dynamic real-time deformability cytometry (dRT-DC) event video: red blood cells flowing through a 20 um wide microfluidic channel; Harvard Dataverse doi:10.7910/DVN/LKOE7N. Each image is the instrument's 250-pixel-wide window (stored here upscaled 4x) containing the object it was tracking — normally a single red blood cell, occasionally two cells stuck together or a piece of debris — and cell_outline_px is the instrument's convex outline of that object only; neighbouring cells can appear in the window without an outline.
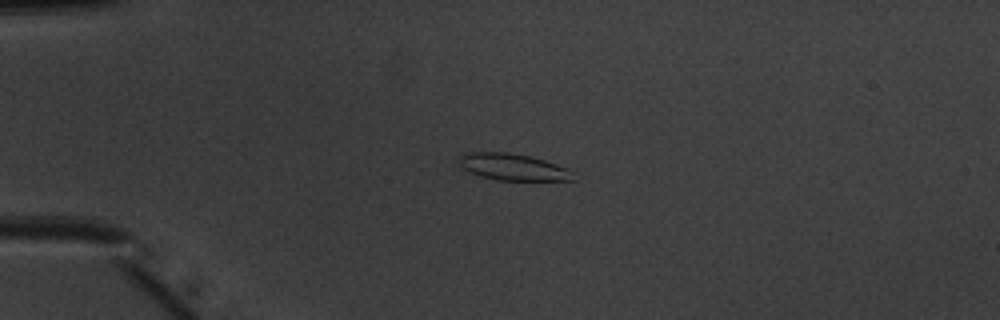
{"species": "common noctule bat (a hibernating species)", "species_latin": "Nyctalus noctula", "temperature_condition": "warm", "stored_images_in_passage": 41, "camera_frame_rate_fps": 3000, "um_per_image_px": 0.085, "animal": {"sex": "male", "body_mass_g": 20.1, "forearm_length_mm": 53.5}, "frame": {"image": 1, "passage_image": 3, "time_ms": 0.667, "image_size_px": [1000, 320], "cell_outline_px": [[576, 180], [496, 180], [480, 176], [464, 168], [460, 164], [460, 156], [464, 152], [508, 152], [528, 156], [544, 160], [568, 168], [572, 172]], "centroid_in_image_um": [43.62, 14.19], "position_along_channel_um": 41.4, "area_um2": 17.57}}
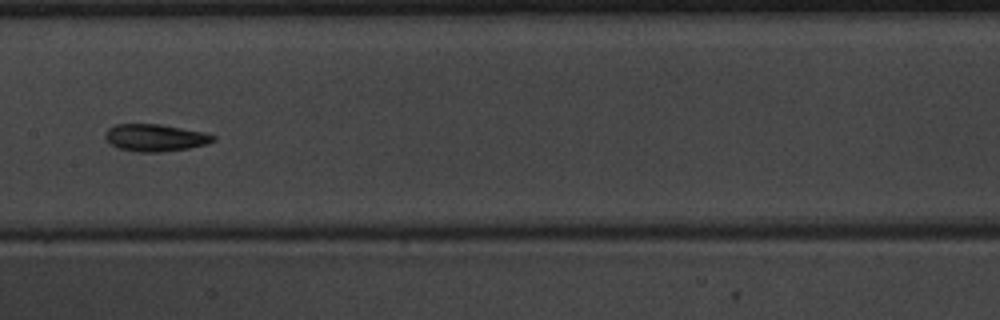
{"frame": {"image": 2, "passage_image": 17, "time_ms": 5.333, "image_size_px": [1000, 320], "cell_outline_px": [[216, 140], [204, 144], [188, 148], [160, 152], [140, 152], [120, 148], [112, 144], [104, 136], [104, 132], [108, 128], [116, 124], [160, 124], [204, 132], [216, 136]], "centroid_in_image_um": [13.19, 11.69], "position_along_channel_um": 194.2, "area_um2": 16.94}}
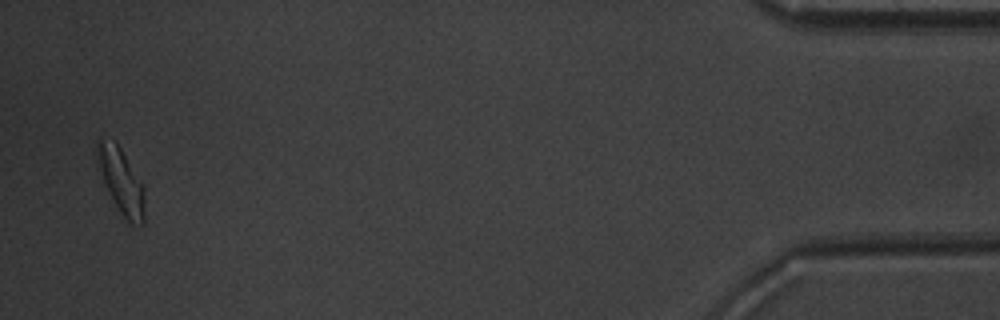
{"frame": {"image": 3, "passage_image": 40, "time_ms": 13.0, "image_size_px": [1000, 320], "cell_outline_px": [[144, 224], [132, 224], [124, 220], [104, 180], [100, 168], [96, 148], [96, 144], [100, 140], [116, 140], [144, 184]], "centroid_in_image_um": [10.36, 15.39], "position_along_channel_um": 424.8, "area_um2": 17.69}, "authors_computed_cell_mechanics": {"area_um2": 17.1088, "velocity_mm_per_s": 4.0072, "shape_relaxation_time_tau1_ms": 2.4302, "shape_relaxation_time_tau2_ms": 4.5831, "deformation_change_tau1": 0.1414, "deformation_change_tau2": 0.131}}